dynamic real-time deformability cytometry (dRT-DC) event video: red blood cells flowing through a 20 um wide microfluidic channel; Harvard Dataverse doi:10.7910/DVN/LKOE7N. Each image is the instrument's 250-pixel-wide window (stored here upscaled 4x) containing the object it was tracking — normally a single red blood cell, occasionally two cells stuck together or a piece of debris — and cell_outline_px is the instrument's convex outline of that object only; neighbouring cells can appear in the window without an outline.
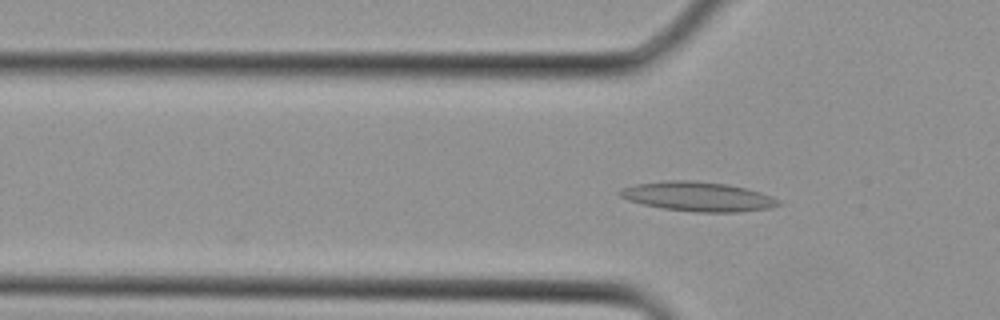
{"species": "Egyptian fruit bat (a non-hibernating species)", "species_latin": "Rousettus aegyptiacus", "temperature_condition": "cold", "stored_images_in_passage": 3, "camera_frame_rate_fps": 3000, "um_per_image_px": 0.085, "animal": {"sex": "female"}, "frame": {"image": 1, "passage_image": 2, "time_ms": 0.333, "image_size_px": [1000, 320], "cell_outline_px": [[784, 204], [768, 208], [736, 212], [696, 212], [664, 208], [640, 204], [628, 200], [620, 196], [616, 192], [620, 188], [636, 184], [664, 180], [692, 180], [728, 184], [760, 192], [772, 196], [780, 200]], "centroid_in_image_um": [59.3, 16.7], "position_along_channel_um": 66.5, "area_um2": 27.34}}